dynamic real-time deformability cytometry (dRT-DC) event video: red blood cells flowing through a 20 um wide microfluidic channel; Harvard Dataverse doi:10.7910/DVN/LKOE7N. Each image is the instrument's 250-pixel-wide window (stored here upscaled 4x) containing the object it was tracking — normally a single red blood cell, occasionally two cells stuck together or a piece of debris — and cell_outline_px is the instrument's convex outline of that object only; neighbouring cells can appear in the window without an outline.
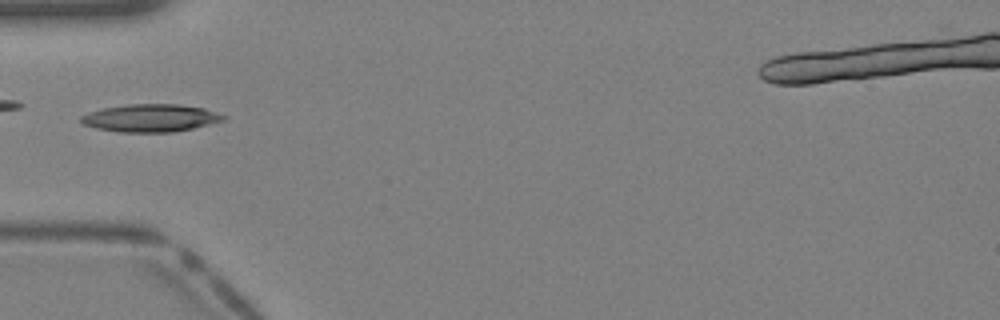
{"species": "Egyptian fruit bat (a non-hibernating species)", "species_latin": "Rousettus aegyptiacus", "temperature_condition": "warm", "stored_images_in_passage": 36, "camera_frame_rate_fps": 3000, "um_per_image_px": 0.085, "animal": {"sex": "female"}, "frame": {"image": 1, "passage_image": 11, "time_ms": 3.333, "image_size_px": [1000, 320], "cell_outline_px": [[228, 116], [224, 120], [192, 128], [172, 132], [116, 132], [96, 128], [84, 124], [80, 120], [80, 116], [88, 112], [104, 108], [128, 104], [180, 104], [204, 108]], "centroid_in_image_um": [12.79, 10.03], "position_along_channel_um": 72.2, "area_um2": 22.95}}